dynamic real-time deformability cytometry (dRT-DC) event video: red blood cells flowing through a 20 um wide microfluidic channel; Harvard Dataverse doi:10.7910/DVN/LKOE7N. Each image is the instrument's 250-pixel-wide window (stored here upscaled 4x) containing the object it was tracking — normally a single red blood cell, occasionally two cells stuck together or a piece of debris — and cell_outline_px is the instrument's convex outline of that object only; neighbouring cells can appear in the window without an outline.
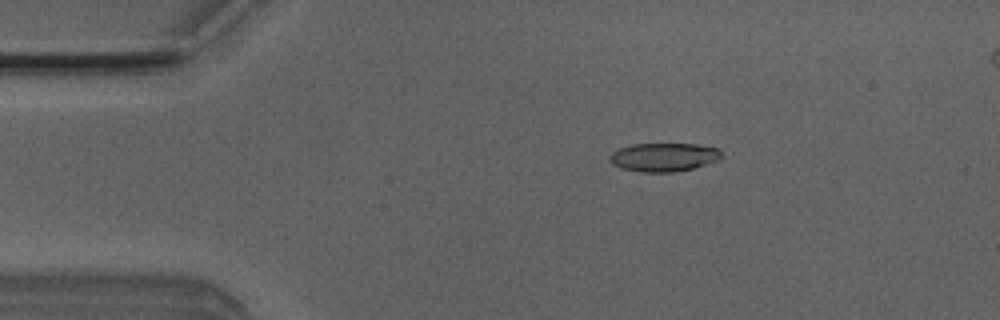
{"species": "Egyptian fruit bat (a non-hibernating species)", "species_latin": "Rousettus aegyptiacus", "temperature_condition": "room temperature", "stored_images_in_passage": 5, "camera_frame_rate_fps": 3000, "um_per_image_px": 0.085, "animal": {"sex": "male"}, "frame": {"image": 1, "passage_image": 3, "time_ms": 2.333, "image_size_px": [1000, 320], "cell_outline_px": [[724, 156], [720, 160], [692, 168], [676, 172], [640, 172], [620, 168], [612, 164], [608, 160], [608, 156], [612, 152], [620, 148], [632, 144], [696, 144], [716, 148]], "centroid_in_image_um": [56.39, 13.36], "position_along_channel_um": 28.6, "area_um2": 18.73}}